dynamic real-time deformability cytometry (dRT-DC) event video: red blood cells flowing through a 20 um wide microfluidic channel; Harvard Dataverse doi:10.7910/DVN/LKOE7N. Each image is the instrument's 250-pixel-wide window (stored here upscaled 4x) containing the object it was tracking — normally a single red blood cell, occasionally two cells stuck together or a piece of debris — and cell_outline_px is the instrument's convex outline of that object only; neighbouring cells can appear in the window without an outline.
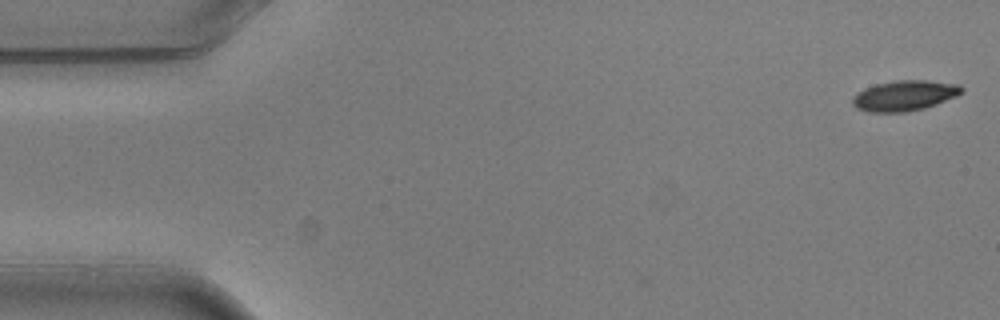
{"species": "common noctule bat (a hibernating species)", "species_latin": "Nyctalus noctula", "temperature_condition": "warm", "stored_images_in_passage": 5, "camera_frame_rate_fps": 3000, "um_per_image_px": 0.085, "animal": {"sex": "male", "body_mass_g": 20.5, "forearm_length_mm": 52.5}, "frame": {"image": 1, "passage_image": 1, "time_ms": 0.0, "image_size_px": [1000, 320], "cell_outline_px": [[964, 92], [956, 96], [936, 104], [924, 108], [904, 112], [868, 112], [856, 108], [852, 104], [852, 96], [856, 92], [864, 88], [876, 84], [896, 80], [928, 80], [960, 84], [964, 88]], "centroid_in_image_um": [76.87, 8.12], "position_along_channel_um": 8.1, "area_um2": 19.54}}
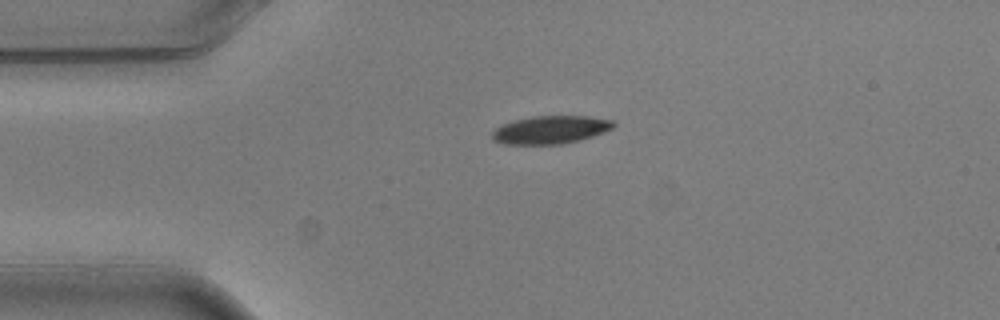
{"frame": {"image": 2, "passage_image": 4, "time_ms": 1.0, "image_size_px": [1000, 320], "cell_outline_px": [[616, 124], [612, 128], [604, 132], [580, 140], [564, 144], [504, 144], [496, 140], [492, 136], [492, 132], [500, 124], [532, 116], [588, 116], [616, 120]], "centroid_in_image_um": [46.84, 11.02], "position_along_channel_um": 38.2, "area_um2": 19.83}}